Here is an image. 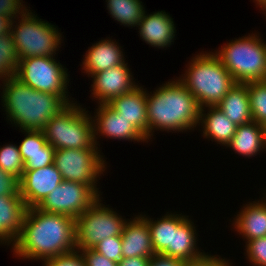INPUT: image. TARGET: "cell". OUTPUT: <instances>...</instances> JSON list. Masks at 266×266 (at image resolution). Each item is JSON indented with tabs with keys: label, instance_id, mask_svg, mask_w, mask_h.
I'll return each instance as SVG.
<instances>
[{
	"label": "cell",
	"instance_id": "1",
	"mask_svg": "<svg viewBox=\"0 0 266 266\" xmlns=\"http://www.w3.org/2000/svg\"><path fill=\"white\" fill-rule=\"evenodd\" d=\"M13 254L22 259L44 260L76 250L75 219L47 213L37 207L27 208Z\"/></svg>",
	"mask_w": 266,
	"mask_h": 266
},
{
	"label": "cell",
	"instance_id": "2",
	"mask_svg": "<svg viewBox=\"0 0 266 266\" xmlns=\"http://www.w3.org/2000/svg\"><path fill=\"white\" fill-rule=\"evenodd\" d=\"M174 80L160 85L153 94L146 91L148 140L154 130L179 133L199 125L201 108L196 98L178 79Z\"/></svg>",
	"mask_w": 266,
	"mask_h": 266
},
{
	"label": "cell",
	"instance_id": "3",
	"mask_svg": "<svg viewBox=\"0 0 266 266\" xmlns=\"http://www.w3.org/2000/svg\"><path fill=\"white\" fill-rule=\"evenodd\" d=\"M2 83L1 102L7 120L21 130H43L51 118L67 105L58 95L35 90L15 76Z\"/></svg>",
	"mask_w": 266,
	"mask_h": 266
},
{
	"label": "cell",
	"instance_id": "4",
	"mask_svg": "<svg viewBox=\"0 0 266 266\" xmlns=\"http://www.w3.org/2000/svg\"><path fill=\"white\" fill-rule=\"evenodd\" d=\"M188 64L185 73L177 79L196 98L200 108L217 106L236 85L234 78L212 51L198 53Z\"/></svg>",
	"mask_w": 266,
	"mask_h": 266
},
{
	"label": "cell",
	"instance_id": "5",
	"mask_svg": "<svg viewBox=\"0 0 266 266\" xmlns=\"http://www.w3.org/2000/svg\"><path fill=\"white\" fill-rule=\"evenodd\" d=\"M257 34L239 37L213 52L236 83L266 78V42Z\"/></svg>",
	"mask_w": 266,
	"mask_h": 266
},
{
	"label": "cell",
	"instance_id": "6",
	"mask_svg": "<svg viewBox=\"0 0 266 266\" xmlns=\"http://www.w3.org/2000/svg\"><path fill=\"white\" fill-rule=\"evenodd\" d=\"M76 103L67 104L42 130L47 143L55 149L98 148L91 115Z\"/></svg>",
	"mask_w": 266,
	"mask_h": 266
},
{
	"label": "cell",
	"instance_id": "7",
	"mask_svg": "<svg viewBox=\"0 0 266 266\" xmlns=\"http://www.w3.org/2000/svg\"><path fill=\"white\" fill-rule=\"evenodd\" d=\"M19 18V24L13 20L10 27L19 59L35 56L55 57L63 40L57 27L42 21L43 19L33 14L30 9H27Z\"/></svg>",
	"mask_w": 266,
	"mask_h": 266
},
{
	"label": "cell",
	"instance_id": "8",
	"mask_svg": "<svg viewBox=\"0 0 266 266\" xmlns=\"http://www.w3.org/2000/svg\"><path fill=\"white\" fill-rule=\"evenodd\" d=\"M63 67L54 57H28L19 59L15 77L35 90L56 94L66 104H70L74 101L68 97L70 80L67 69Z\"/></svg>",
	"mask_w": 266,
	"mask_h": 266
},
{
	"label": "cell",
	"instance_id": "9",
	"mask_svg": "<svg viewBox=\"0 0 266 266\" xmlns=\"http://www.w3.org/2000/svg\"><path fill=\"white\" fill-rule=\"evenodd\" d=\"M101 202L100 197L75 219L77 251L93 249L103 239L122 234L127 220Z\"/></svg>",
	"mask_w": 266,
	"mask_h": 266
},
{
	"label": "cell",
	"instance_id": "10",
	"mask_svg": "<svg viewBox=\"0 0 266 266\" xmlns=\"http://www.w3.org/2000/svg\"><path fill=\"white\" fill-rule=\"evenodd\" d=\"M99 151L98 148L55 149L53 164L63 180L86 184L100 196L96 182L105 172L107 162Z\"/></svg>",
	"mask_w": 266,
	"mask_h": 266
},
{
	"label": "cell",
	"instance_id": "11",
	"mask_svg": "<svg viewBox=\"0 0 266 266\" xmlns=\"http://www.w3.org/2000/svg\"><path fill=\"white\" fill-rule=\"evenodd\" d=\"M99 198L88 185L63 180L37 208L76 219Z\"/></svg>",
	"mask_w": 266,
	"mask_h": 266
},
{
	"label": "cell",
	"instance_id": "12",
	"mask_svg": "<svg viewBox=\"0 0 266 266\" xmlns=\"http://www.w3.org/2000/svg\"><path fill=\"white\" fill-rule=\"evenodd\" d=\"M127 66L128 64L124 62L91 77L93 79L91 96L98 101V104H108L113 98L130 93L139 86L133 80Z\"/></svg>",
	"mask_w": 266,
	"mask_h": 266
},
{
	"label": "cell",
	"instance_id": "13",
	"mask_svg": "<svg viewBox=\"0 0 266 266\" xmlns=\"http://www.w3.org/2000/svg\"><path fill=\"white\" fill-rule=\"evenodd\" d=\"M20 183V196L27 208L37 207L63 181L54 164L35 170H25Z\"/></svg>",
	"mask_w": 266,
	"mask_h": 266
},
{
	"label": "cell",
	"instance_id": "14",
	"mask_svg": "<svg viewBox=\"0 0 266 266\" xmlns=\"http://www.w3.org/2000/svg\"><path fill=\"white\" fill-rule=\"evenodd\" d=\"M96 111L95 117H91L96 145L99 146L97 139L100 136L107 137V139L148 143V140L129 121L119 116L108 104H99Z\"/></svg>",
	"mask_w": 266,
	"mask_h": 266
},
{
	"label": "cell",
	"instance_id": "15",
	"mask_svg": "<svg viewBox=\"0 0 266 266\" xmlns=\"http://www.w3.org/2000/svg\"><path fill=\"white\" fill-rule=\"evenodd\" d=\"M122 259L132 257L150 258L155 255L151 232L146 220L140 215L125 222L121 234Z\"/></svg>",
	"mask_w": 266,
	"mask_h": 266
},
{
	"label": "cell",
	"instance_id": "16",
	"mask_svg": "<svg viewBox=\"0 0 266 266\" xmlns=\"http://www.w3.org/2000/svg\"><path fill=\"white\" fill-rule=\"evenodd\" d=\"M146 89L137 86L130 93L113 98L108 105L148 140Z\"/></svg>",
	"mask_w": 266,
	"mask_h": 266
},
{
	"label": "cell",
	"instance_id": "17",
	"mask_svg": "<svg viewBox=\"0 0 266 266\" xmlns=\"http://www.w3.org/2000/svg\"><path fill=\"white\" fill-rule=\"evenodd\" d=\"M146 13L144 11L142 19L137 25L141 39L152 47L162 49L170 47L176 35L173 18L165 11Z\"/></svg>",
	"mask_w": 266,
	"mask_h": 266
},
{
	"label": "cell",
	"instance_id": "18",
	"mask_svg": "<svg viewBox=\"0 0 266 266\" xmlns=\"http://www.w3.org/2000/svg\"><path fill=\"white\" fill-rule=\"evenodd\" d=\"M121 48L116 40L110 38L101 39V41L92 44L84 55L82 70L88 74V77H92L98 72L123 64L125 58Z\"/></svg>",
	"mask_w": 266,
	"mask_h": 266
},
{
	"label": "cell",
	"instance_id": "19",
	"mask_svg": "<svg viewBox=\"0 0 266 266\" xmlns=\"http://www.w3.org/2000/svg\"><path fill=\"white\" fill-rule=\"evenodd\" d=\"M27 207L21 196H0V244L14 245Z\"/></svg>",
	"mask_w": 266,
	"mask_h": 266
},
{
	"label": "cell",
	"instance_id": "20",
	"mask_svg": "<svg viewBox=\"0 0 266 266\" xmlns=\"http://www.w3.org/2000/svg\"><path fill=\"white\" fill-rule=\"evenodd\" d=\"M264 196L243 206L233 221L235 231L242 235L245 243L266 236V193Z\"/></svg>",
	"mask_w": 266,
	"mask_h": 266
},
{
	"label": "cell",
	"instance_id": "21",
	"mask_svg": "<svg viewBox=\"0 0 266 266\" xmlns=\"http://www.w3.org/2000/svg\"><path fill=\"white\" fill-rule=\"evenodd\" d=\"M207 109V113L205 110ZM202 124L203 137L209 138L212 142L224 145L229 144L235 134L237 125L233 123L216 106H207L200 109L199 125Z\"/></svg>",
	"mask_w": 266,
	"mask_h": 266
},
{
	"label": "cell",
	"instance_id": "22",
	"mask_svg": "<svg viewBox=\"0 0 266 266\" xmlns=\"http://www.w3.org/2000/svg\"><path fill=\"white\" fill-rule=\"evenodd\" d=\"M227 147L234 149L235 153L248 158L258 155L261 151H266L263 150L266 149L265 125L254 121L238 125Z\"/></svg>",
	"mask_w": 266,
	"mask_h": 266
},
{
	"label": "cell",
	"instance_id": "23",
	"mask_svg": "<svg viewBox=\"0 0 266 266\" xmlns=\"http://www.w3.org/2000/svg\"><path fill=\"white\" fill-rule=\"evenodd\" d=\"M186 216L173 230L172 248L165 256L182 259L183 261L194 260L202 255L197 247V232L194 222Z\"/></svg>",
	"mask_w": 266,
	"mask_h": 266
},
{
	"label": "cell",
	"instance_id": "24",
	"mask_svg": "<svg viewBox=\"0 0 266 266\" xmlns=\"http://www.w3.org/2000/svg\"><path fill=\"white\" fill-rule=\"evenodd\" d=\"M216 107L237 126L253 121L250 111L247 83H236Z\"/></svg>",
	"mask_w": 266,
	"mask_h": 266
},
{
	"label": "cell",
	"instance_id": "25",
	"mask_svg": "<svg viewBox=\"0 0 266 266\" xmlns=\"http://www.w3.org/2000/svg\"><path fill=\"white\" fill-rule=\"evenodd\" d=\"M167 213L157 220H153L145 214L141 215L150 228L155 254L165 255L172 248L173 230L186 217L183 214Z\"/></svg>",
	"mask_w": 266,
	"mask_h": 266
},
{
	"label": "cell",
	"instance_id": "26",
	"mask_svg": "<svg viewBox=\"0 0 266 266\" xmlns=\"http://www.w3.org/2000/svg\"><path fill=\"white\" fill-rule=\"evenodd\" d=\"M107 9L120 25L137 27L145 11L140 0H106Z\"/></svg>",
	"mask_w": 266,
	"mask_h": 266
},
{
	"label": "cell",
	"instance_id": "27",
	"mask_svg": "<svg viewBox=\"0 0 266 266\" xmlns=\"http://www.w3.org/2000/svg\"><path fill=\"white\" fill-rule=\"evenodd\" d=\"M18 64V52L11 33L0 35V80L15 76Z\"/></svg>",
	"mask_w": 266,
	"mask_h": 266
},
{
	"label": "cell",
	"instance_id": "28",
	"mask_svg": "<svg viewBox=\"0 0 266 266\" xmlns=\"http://www.w3.org/2000/svg\"><path fill=\"white\" fill-rule=\"evenodd\" d=\"M252 120L266 126V81L247 83Z\"/></svg>",
	"mask_w": 266,
	"mask_h": 266
},
{
	"label": "cell",
	"instance_id": "29",
	"mask_svg": "<svg viewBox=\"0 0 266 266\" xmlns=\"http://www.w3.org/2000/svg\"><path fill=\"white\" fill-rule=\"evenodd\" d=\"M26 137L18 146L23 163L27 161V154L54 153L55 148L47 143L42 130H21Z\"/></svg>",
	"mask_w": 266,
	"mask_h": 266
},
{
	"label": "cell",
	"instance_id": "30",
	"mask_svg": "<svg viewBox=\"0 0 266 266\" xmlns=\"http://www.w3.org/2000/svg\"><path fill=\"white\" fill-rule=\"evenodd\" d=\"M0 168L14 175L19 180L22 178L25 169L18 145L7 144L0 147Z\"/></svg>",
	"mask_w": 266,
	"mask_h": 266
},
{
	"label": "cell",
	"instance_id": "31",
	"mask_svg": "<svg viewBox=\"0 0 266 266\" xmlns=\"http://www.w3.org/2000/svg\"><path fill=\"white\" fill-rule=\"evenodd\" d=\"M93 250L102 254L107 259L119 263L122 260L121 236L105 238L93 247Z\"/></svg>",
	"mask_w": 266,
	"mask_h": 266
},
{
	"label": "cell",
	"instance_id": "32",
	"mask_svg": "<svg viewBox=\"0 0 266 266\" xmlns=\"http://www.w3.org/2000/svg\"><path fill=\"white\" fill-rule=\"evenodd\" d=\"M246 258L254 266H266V236L251 239L245 245Z\"/></svg>",
	"mask_w": 266,
	"mask_h": 266
},
{
	"label": "cell",
	"instance_id": "33",
	"mask_svg": "<svg viewBox=\"0 0 266 266\" xmlns=\"http://www.w3.org/2000/svg\"><path fill=\"white\" fill-rule=\"evenodd\" d=\"M43 266H86L80 251H73L64 255L44 260Z\"/></svg>",
	"mask_w": 266,
	"mask_h": 266
},
{
	"label": "cell",
	"instance_id": "34",
	"mask_svg": "<svg viewBox=\"0 0 266 266\" xmlns=\"http://www.w3.org/2000/svg\"><path fill=\"white\" fill-rule=\"evenodd\" d=\"M20 181L0 168V196H20Z\"/></svg>",
	"mask_w": 266,
	"mask_h": 266
},
{
	"label": "cell",
	"instance_id": "35",
	"mask_svg": "<svg viewBox=\"0 0 266 266\" xmlns=\"http://www.w3.org/2000/svg\"><path fill=\"white\" fill-rule=\"evenodd\" d=\"M22 0H0V15L7 16L12 21L19 19L27 8Z\"/></svg>",
	"mask_w": 266,
	"mask_h": 266
},
{
	"label": "cell",
	"instance_id": "36",
	"mask_svg": "<svg viewBox=\"0 0 266 266\" xmlns=\"http://www.w3.org/2000/svg\"><path fill=\"white\" fill-rule=\"evenodd\" d=\"M54 153L27 154V161L24 163L25 170H35L53 164Z\"/></svg>",
	"mask_w": 266,
	"mask_h": 266
},
{
	"label": "cell",
	"instance_id": "37",
	"mask_svg": "<svg viewBox=\"0 0 266 266\" xmlns=\"http://www.w3.org/2000/svg\"><path fill=\"white\" fill-rule=\"evenodd\" d=\"M229 260L219 257V255L204 254L201 257L184 261L182 266H231Z\"/></svg>",
	"mask_w": 266,
	"mask_h": 266
},
{
	"label": "cell",
	"instance_id": "38",
	"mask_svg": "<svg viewBox=\"0 0 266 266\" xmlns=\"http://www.w3.org/2000/svg\"><path fill=\"white\" fill-rule=\"evenodd\" d=\"M86 266H118V263L107 259L102 254L93 249L80 250Z\"/></svg>",
	"mask_w": 266,
	"mask_h": 266
},
{
	"label": "cell",
	"instance_id": "39",
	"mask_svg": "<svg viewBox=\"0 0 266 266\" xmlns=\"http://www.w3.org/2000/svg\"><path fill=\"white\" fill-rule=\"evenodd\" d=\"M184 261L179 258L155 254L150 257L148 266H182Z\"/></svg>",
	"mask_w": 266,
	"mask_h": 266
},
{
	"label": "cell",
	"instance_id": "40",
	"mask_svg": "<svg viewBox=\"0 0 266 266\" xmlns=\"http://www.w3.org/2000/svg\"><path fill=\"white\" fill-rule=\"evenodd\" d=\"M150 258L132 257L122 259L118 266H148Z\"/></svg>",
	"mask_w": 266,
	"mask_h": 266
},
{
	"label": "cell",
	"instance_id": "41",
	"mask_svg": "<svg viewBox=\"0 0 266 266\" xmlns=\"http://www.w3.org/2000/svg\"><path fill=\"white\" fill-rule=\"evenodd\" d=\"M11 22L7 16L0 15V35L10 33Z\"/></svg>",
	"mask_w": 266,
	"mask_h": 266
},
{
	"label": "cell",
	"instance_id": "42",
	"mask_svg": "<svg viewBox=\"0 0 266 266\" xmlns=\"http://www.w3.org/2000/svg\"><path fill=\"white\" fill-rule=\"evenodd\" d=\"M256 5L261 8V10L265 11L266 10V0H254Z\"/></svg>",
	"mask_w": 266,
	"mask_h": 266
}]
</instances>
